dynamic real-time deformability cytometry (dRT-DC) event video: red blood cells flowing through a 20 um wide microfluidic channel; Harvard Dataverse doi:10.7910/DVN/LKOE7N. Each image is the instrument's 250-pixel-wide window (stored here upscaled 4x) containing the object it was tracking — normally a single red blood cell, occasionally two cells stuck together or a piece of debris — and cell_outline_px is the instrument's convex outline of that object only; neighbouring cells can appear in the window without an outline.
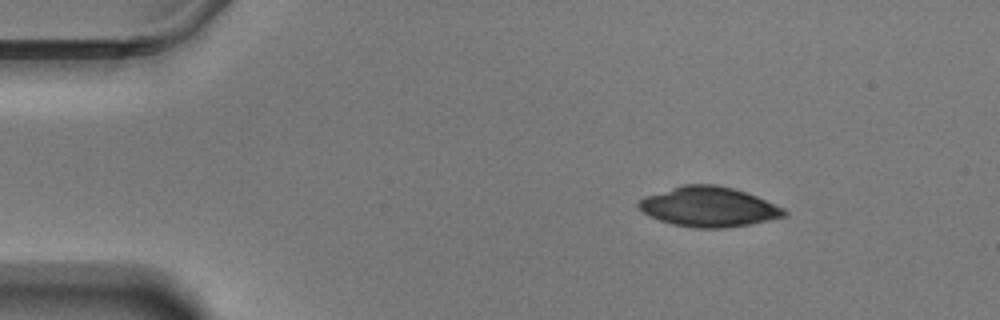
{"species": "Egyptian fruit bat (a non-hibernating species)", "species_latin": "Rousettus aegyptiacus", "temperature_condition": "warm", "stored_images_in_passage": 50, "camera_frame_rate_fps": 3000, "um_per_image_px": 0.085, "animal": {"sex": "male"}, "frame": {"image": 1, "passage_image": 1, "time_ms": 0.0, "image_size_px": [1000, 320], "cell_outline_px": [[788, 216], [748, 224], [720, 228], [696, 228], [672, 224], [648, 216], [636, 204], [644, 196], [684, 184], [716, 184], [732, 188], [756, 196], [784, 208], [788, 212]], "centroid_in_image_um": [60.23, 17.57], "position_along_channel_um": 24.8, "area_um2": 33.64}}
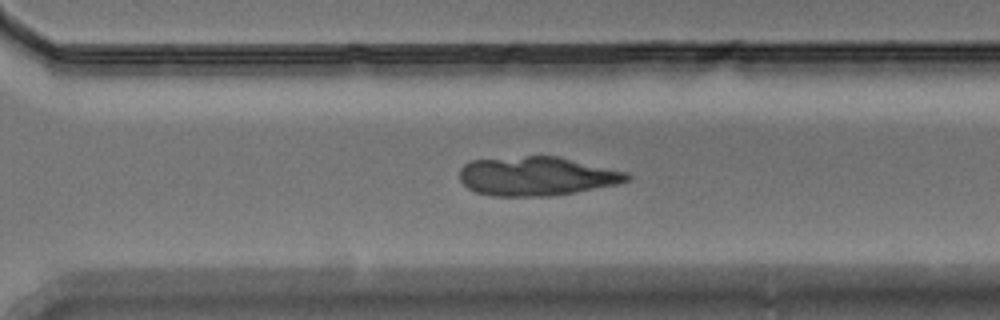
{"frame": {"image": 2, "passage_image": 33, "time_ms": 10.667, "image_size_px": [1000, 320], "cell_outline_px": [[632, 180], [616, 184], [572, 192], [548, 196], [492, 196], [476, 192], [468, 188], [460, 180], [460, 168], [464, 164], [472, 160], [524, 156], [560, 156], [628, 172], [632, 176]], "centroid_in_image_um": [45.63, 14.96], "position_along_channel_um": 325.0, "area_um2": 38.09}}